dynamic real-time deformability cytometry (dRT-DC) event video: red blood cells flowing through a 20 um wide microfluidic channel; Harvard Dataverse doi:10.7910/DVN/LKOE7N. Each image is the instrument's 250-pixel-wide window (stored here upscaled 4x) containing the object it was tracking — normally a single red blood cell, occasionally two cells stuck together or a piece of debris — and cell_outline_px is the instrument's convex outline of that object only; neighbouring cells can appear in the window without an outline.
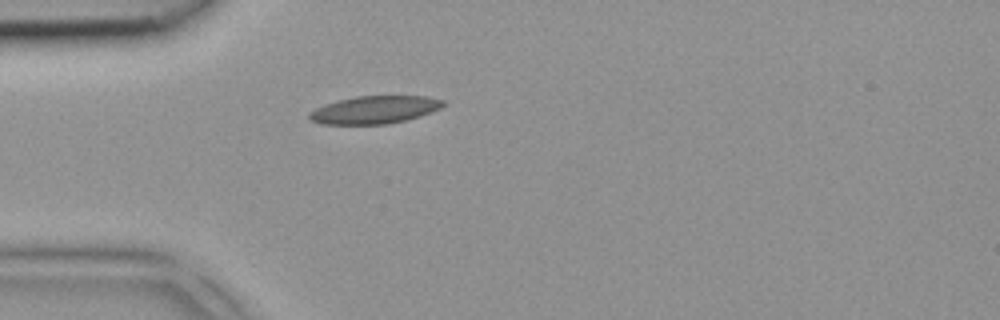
{"species": "common noctule bat (a hibernating species)", "species_latin": "Nyctalus noctula", "temperature_condition": "room temperature", "stored_images_in_passage": 1, "camera_frame_rate_fps": 3000, "um_per_image_px": 0.085, "animal": {"sex": "female", "body_mass_g": 18.4}, "frame": {"image": 1, "passage_image": 1, "time_ms": 0.0, "image_size_px": [1000, 320], "cell_outline_px": [[444, 104], [440, 108], [420, 116], [388, 124], [320, 124], [312, 120], [308, 116], [308, 112], [324, 104], [356, 96], [428, 96], [444, 100]], "centroid_in_image_um": [31.83, 9.33], "position_along_channel_um": 53.2, "area_um2": 21.5}}